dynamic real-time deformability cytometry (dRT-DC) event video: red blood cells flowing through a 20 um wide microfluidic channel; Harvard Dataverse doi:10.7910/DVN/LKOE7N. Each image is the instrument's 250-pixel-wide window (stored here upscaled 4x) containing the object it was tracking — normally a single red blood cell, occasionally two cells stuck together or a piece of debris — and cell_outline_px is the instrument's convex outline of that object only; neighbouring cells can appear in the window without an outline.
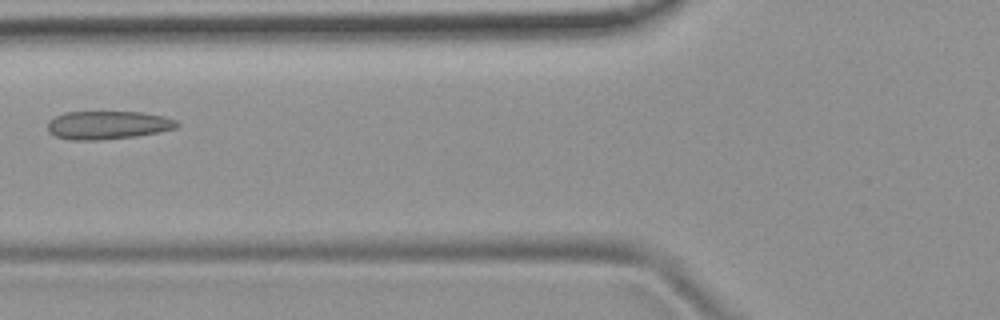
{"species": "common noctule bat (a hibernating species)", "species_latin": "Nyctalus noctula", "temperature_condition": "room temperature", "stored_images_in_passage": 4, "camera_frame_rate_fps": 3000, "um_per_image_px": 0.085, "animal": {"sex": "female", "body_mass_g": 19.9}, "frame": {"image": 1, "passage_image": 3, "time_ms": 2.333, "image_size_px": [1000, 320], "cell_outline_px": [[180, 124], [176, 128], [160, 132], [136, 136], [100, 140], [72, 140], [56, 136], [48, 132], [48, 120], [64, 112], [140, 112], [164, 116], [176, 120]], "centroid_in_image_um": [9.17, 10.63], "position_along_channel_um": 116.6, "area_um2": 21.39}}
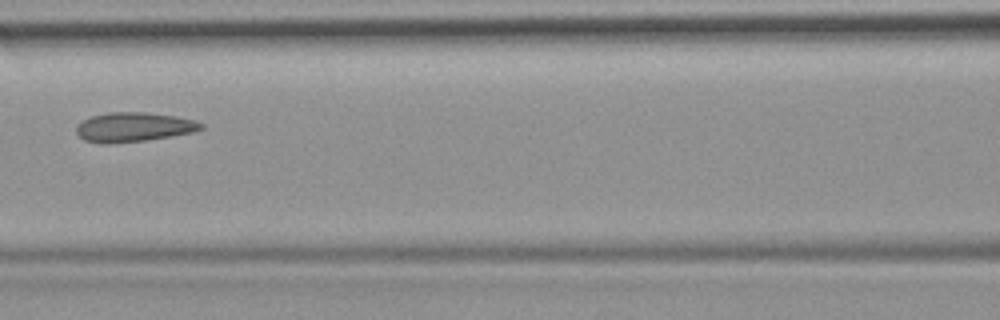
{"frame": {"image": 2, "passage_image": 4, "time_ms": 3.333, "image_size_px": [1000, 320], "cell_outline_px": [[204, 128], [192, 132], [144, 140], [84, 140], [76, 132], [76, 124], [92, 116], [108, 112], [144, 112], [176, 116], [196, 120], [204, 124]], "centroid_in_image_um": [11.44, 10.74], "position_along_channel_um": 155.2, "area_um2": 20.35}}